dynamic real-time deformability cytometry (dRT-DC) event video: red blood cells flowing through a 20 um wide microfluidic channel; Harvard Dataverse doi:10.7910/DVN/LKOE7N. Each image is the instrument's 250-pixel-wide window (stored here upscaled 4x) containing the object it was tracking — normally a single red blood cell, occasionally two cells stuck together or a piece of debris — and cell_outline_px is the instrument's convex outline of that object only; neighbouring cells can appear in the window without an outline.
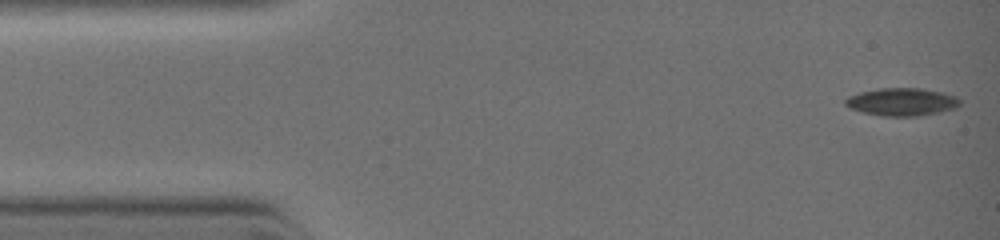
{"species": "common noctule bat (a hibernating species)", "species_latin": "Nyctalus noctula", "temperature_condition": "warm", "stored_images_in_passage": 20, "camera_frame_rate_fps": 3000, "um_per_image_px": 0.085, "animal": {"sex": "female", "body_mass_g": 19.0, "forearm_length_mm": 51.5}, "frame": {"image": 1, "passage_image": 1, "time_ms": 0.0, "image_size_px": [1000, 240], "cell_outline_px": [[960, 104], [956, 108], [916, 116], [884, 116], [864, 112], [852, 108], [844, 104], [844, 100], [848, 96], [860, 92], [880, 88], [920, 88], [944, 92], [956, 96], [960, 100]], "centroid_in_image_um": [76.66, 8.64], "position_along_channel_um": 8.3, "area_um2": 18.38}}
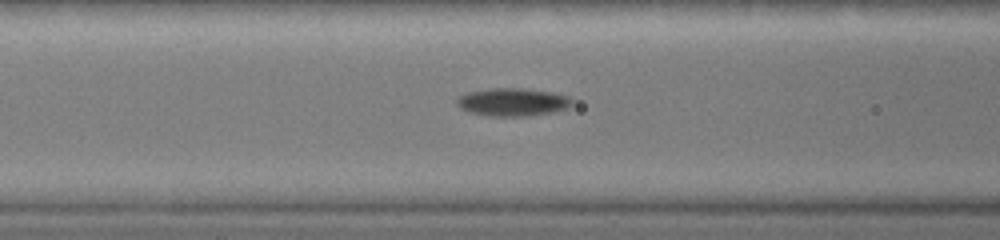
{"frame": {"image": 2, "passage_image": 15, "time_ms": 4.0, "image_size_px": [1000, 240], "cell_outline_px": [[572, 104], [568, 108], [552, 112], [524, 116], [492, 116], [472, 112], [460, 108], [456, 104], [456, 100], [460, 96], [468, 92], [488, 88], [520, 88], [552, 92], [568, 96], [572, 100]], "centroid_in_image_um": [43.58, 8.66], "position_along_channel_um": 123.0, "area_um2": 18.61}}
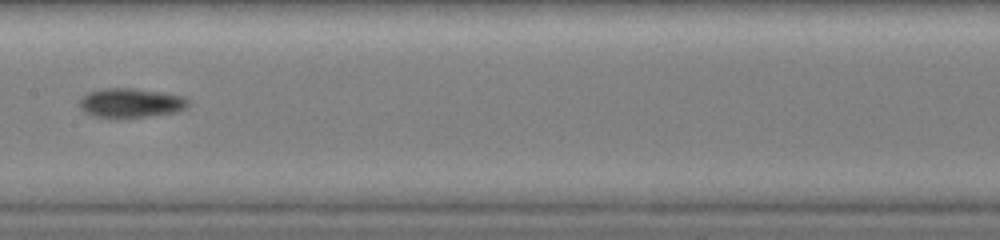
{"frame": {"image": 3, "passage_image": 20, "time_ms": 5.333, "image_size_px": [1000, 240], "cell_outline_px": [[188, 104], [184, 108], [172, 112], [144, 116], [96, 116], [84, 112], [80, 108], [80, 96], [88, 92], [104, 88], [132, 88], [160, 92], [184, 96], [188, 100]], "centroid_in_image_um": [11.07, 8.71], "position_along_channel_um": 196.3, "area_um2": 17.98}}